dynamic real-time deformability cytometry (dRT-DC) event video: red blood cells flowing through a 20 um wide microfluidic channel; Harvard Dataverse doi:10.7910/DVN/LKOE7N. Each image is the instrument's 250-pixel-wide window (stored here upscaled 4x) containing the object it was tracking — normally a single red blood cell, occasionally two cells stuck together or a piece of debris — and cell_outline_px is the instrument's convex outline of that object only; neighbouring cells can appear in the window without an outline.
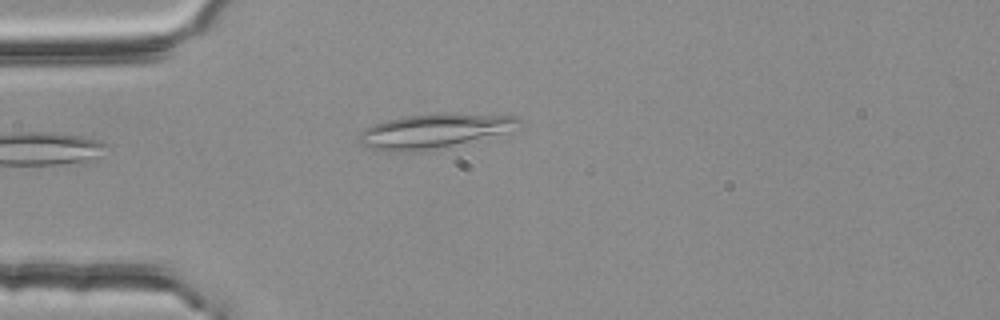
{"species": "common noctule bat (a hibernating species)", "species_latin": "Nyctalus noctula", "temperature_condition": "room temperature", "stored_images_in_passage": 1, "camera_frame_rate_fps": 3000, "um_per_image_px": 0.085, "animal": {"sex": "female", "body_mass_g": 25.1}, "frame": {"image": 1, "passage_image": 1, "time_ms": 0.0, "image_size_px": [1000, 320], "cell_outline_px": [[524, 120], [512, 132], [452, 144], [408, 152], [388, 152], [372, 148], [360, 144], [360, 132], [364, 128], [388, 120], [404, 116], [436, 112], [444, 112], [516, 116]], "centroid_in_image_um": [36.95, 11.1], "position_along_channel_um": 48.0, "area_um2": 31.91}}